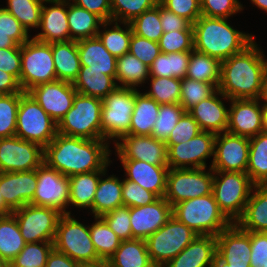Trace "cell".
<instances>
[{"instance_id": "obj_1", "label": "cell", "mask_w": 267, "mask_h": 267, "mask_svg": "<svg viewBox=\"0 0 267 267\" xmlns=\"http://www.w3.org/2000/svg\"><path fill=\"white\" fill-rule=\"evenodd\" d=\"M106 140L84 139L57 133L44 148V162L64 176L106 170L112 150Z\"/></svg>"}, {"instance_id": "obj_2", "label": "cell", "mask_w": 267, "mask_h": 267, "mask_svg": "<svg viewBox=\"0 0 267 267\" xmlns=\"http://www.w3.org/2000/svg\"><path fill=\"white\" fill-rule=\"evenodd\" d=\"M254 40L242 52L221 62L218 90L227 98L259 99L267 57Z\"/></svg>"}, {"instance_id": "obj_3", "label": "cell", "mask_w": 267, "mask_h": 267, "mask_svg": "<svg viewBox=\"0 0 267 267\" xmlns=\"http://www.w3.org/2000/svg\"><path fill=\"white\" fill-rule=\"evenodd\" d=\"M229 19L200 16L192 24L194 50L218 59L220 62L242 52L254 40L252 33L235 29Z\"/></svg>"}, {"instance_id": "obj_4", "label": "cell", "mask_w": 267, "mask_h": 267, "mask_svg": "<svg viewBox=\"0 0 267 267\" xmlns=\"http://www.w3.org/2000/svg\"><path fill=\"white\" fill-rule=\"evenodd\" d=\"M172 215L198 235L217 236L232 224L220 211L213 194L175 204Z\"/></svg>"}, {"instance_id": "obj_5", "label": "cell", "mask_w": 267, "mask_h": 267, "mask_svg": "<svg viewBox=\"0 0 267 267\" xmlns=\"http://www.w3.org/2000/svg\"><path fill=\"white\" fill-rule=\"evenodd\" d=\"M254 185L247 173L214 171L212 194L231 223L242 217Z\"/></svg>"}, {"instance_id": "obj_6", "label": "cell", "mask_w": 267, "mask_h": 267, "mask_svg": "<svg viewBox=\"0 0 267 267\" xmlns=\"http://www.w3.org/2000/svg\"><path fill=\"white\" fill-rule=\"evenodd\" d=\"M138 90L117 86L102 99L101 140L115 144L128 134Z\"/></svg>"}, {"instance_id": "obj_7", "label": "cell", "mask_w": 267, "mask_h": 267, "mask_svg": "<svg viewBox=\"0 0 267 267\" xmlns=\"http://www.w3.org/2000/svg\"><path fill=\"white\" fill-rule=\"evenodd\" d=\"M102 99L76 93L73 106L57 123L60 134L101 139Z\"/></svg>"}, {"instance_id": "obj_8", "label": "cell", "mask_w": 267, "mask_h": 267, "mask_svg": "<svg viewBox=\"0 0 267 267\" xmlns=\"http://www.w3.org/2000/svg\"><path fill=\"white\" fill-rule=\"evenodd\" d=\"M57 122L28 93H20L15 136L45 148L57 135Z\"/></svg>"}, {"instance_id": "obj_9", "label": "cell", "mask_w": 267, "mask_h": 267, "mask_svg": "<svg viewBox=\"0 0 267 267\" xmlns=\"http://www.w3.org/2000/svg\"><path fill=\"white\" fill-rule=\"evenodd\" d=\"M73 214H62L57 223L54 248L78 263L99 259L90 237L89 225L77 220Z\"/></svg>"}, {"instance_id": "obj_10", "label": "cell", "mask_w": 267, "mask_h": 267, "mask_svg": "<svg viewBox=\"0 0 267 267\" xmlns=\"http://www.w3.org/2000/svg\"><path fill=\"white\" fill-rule=\"evenodd\" d=\"M57 80L51 43L32 37L21 45L20 87L28 92L33 87Z\"/></svg>"}, {"instance_id": "obj_11", "label": "cell", "mask_w": 267, "mask_h": 267, "mask_svg": "<svg viewBox=\"0 0 267 267\" xmlns=\"http://www.w3.org/2000/svg\"><path fill=\"white\" fill-rule=\"evenodd\" d=\"M197 236V233L172 215L166 224L145 240L152 263L164 267Z\"/></svg>"}, {"instance_id": "obj_12", "label": "cell", "mask_w": 267, "mask_h": 267, "mask_svg": "<svg viewBox=\"0 0 267 267\" xmlns=\"http://www.w3.org/2000/svg\"><path fill=\"white\" fill-rule=\"evenodd\" d=\"M213 178L211 167L169 168L164 198L173 207L184 200L212 194Z\"/></svg>"}, {"instance_id": "obj_13", "label": "cell", "mask_w": 267, "mask_h": 267, "mask_svg": "<svg viewBox=\"0 0 267 267\" xmlns=\"http://www.w3.org/2000/svg\"><path fill=\"white\" fill-rule=\"evenodd\" d=\"M12 214L26 243L54 242L57 223L62 215L57 209L27 204Z\"/></svg>"}, {"instance_id": "obj_14", "label": "cell", "mask_w": 267, "mask_h": 267, "mask_svg": "<svg viewBox=\"0 0 267 267\" xmlns=\"http://www.w3.org/2000/svg\"><path fill=\"white\" fill-rule=\"evenodd\" d=\"M37 188L30 204L51 207L62 214H72L69 208L70 183L64 176L43 162L37 169Z\"/></svg>"}, {"instance_id": "obj_15", "label": "cell", "mask_w": 267, "mask_h": 267, "mask_svg": "<svg viewBox=\"0 0 267 267\" xmlns=\"http://www.w3.org/2000/svg\"><path fill=\"white\" fill-rule=\"evenodd\" d=\"M216 134L202 131L192 139L173 144L167 149L169 168H208L206 160L210 157L211 167L214 159Z\"/></svg>"}, {"instance_id": "obj_16", "label": "cell", "mask_w": 267, "mask_h": 267, "mask_svg": "<svg viewBox=\"0 0 267 267\" xmlns=\"http://www.w3.org/2000/svg\"><path fill=\"white\" fill-rule=\"evenodd\" d=\"M44 162V148L20 137L0 138V172L37 169Z\"/></svg>"}, {"instance_id": "obj_17", "label": "cell", "mask_w": 267, "mask_h": 267, "mask_svg": "<svg viewBox=\"0 0 267 267\" xmlns=\"http://www.w3.org/2000/svg\"><path fill=\"white\" fill-rule=\"evenodd\" d=\"M249 138L228 132L218 133L215 138L213 171L246 173L249 160Z\"/></svg>"}, {"instance_id": "obj_18", "label": "cell", "mask_w": 267, "mask_h": 267, "mask_svg": "<svg viewBox=\"0 0 267 267\" xmlns=\"http://www.w3.org/2000/svg\"><path fill=\"white\" fill-rule=\"evenodd\" d=\"M113 145L118 159L142 160L153 165H168L166 143L153 136L127 134Z\"/></svg>"}, {"instance_id": "obj_19", "label": "cell", "mask_w": 267, "mask_h": 267, "mask_svg": "<svg viewBox=\"0 0 267 267\" xmlns=\"http://www.w3.org/2000/svg\"><path fill=\"white\" fill-rule=\"evenodd\" d=\"M28 93L58 123L73 106L77 91L73 83L55 80L37 85Z\"/></svg>"}, {"instance_id": "obj_20", "label": "cell", "mask_w": 267, "mask_h": 267, "mask_svg": "<svg viewBox=\"0 0 267 267\" xmlns=\"http://www.w3.org/2000/svg\"><path fill=\"white\" fill-rule=\"evenodd\" d=\"M227 132L252 138L262 132V104L259 99L229 101Z\"/></svg>"}, {"instance_id": "obj_21", "label": "cell", "mask_w": 267, "mask_h": 267, "mask_svg": "<svg viewBox=\"0 0 267 267\" xmlns=\"http://www.w3.org/2000/svg\"><path fill=\"white\" fill-rule=\"evenodd\" d=\"M172 217V206L164 198L145 206L130 208V223L132 236L135 239L146 240Z\"/></svg>"}, {"instance_id": "obj_22", "label": "cell", "mask_w": 267, "mask_h": 267, "mask_svg": "<svg viewBox=\"0 0 267 267\" xmlns=\"http://www.w3.org/2000/svg\"><path fill=\"white\" fill-rule=\"evenodd\" d=\"M37 188V172H0V192L4 203L12 210H17L32 202Z\"/></svg>"}, {"instance_id": "obj_23", "label": "cell", "mask_w": 267, "mask_h": 267, "mask_svg": "<svg viewBox=\"0 0 267 267\" xmlns=\"http://www.w3.org/2000/svg\"><path fill=\"white\" fill-rule=\"evenodd\" d=\"M217 255L231 266L250 267V231L242 230L236 223L217 236Z\"/></svg>"}, {"instance_id": "obj_24", "label": "cell", "mask_w": 267, "mask_h": 267, "mask_svg": "<svg viewBox=\"0 0 267 267\" xmlns=\"http://www.w3.org/2000/svg\"><path fill=\"white\" fill-rule=\"evenodd\" d=\"M67 14L68 2L44 0L38 27L41 30L32 38L43 43L70 41Z\"/></svg>"}, {"instance_id": "obj_25", "label": "cell", "mask_w": 267, "mask_h": 267, "mask_svg": "<svg viewBox=\"0 0 267 267\" xmlns=\"http://www.w3.org/2000/svg\"><path fill=\"white\" fill-rule=\"evenodd\" d=\"M223 100L230 101L217 89L211 96L200 101L188 111L202 131L215 134L227 132L229 108L226 107Z\"/></svg>"}, {"instance_id": "obj_26", "label": "cell", "mask_w": 267, "mask_h": 267, "mask_svg": "<svg viewBox=\"0 0 267 267\" xmlns=\"http://www.w3.org/2000/svg\"><path fill=\"white\" fill-rule=\"evenodd\" d=\"M125 179L131 180L146 190L164 197L166 193L168 165H153L142 160L119 159Z\"/></svg>"}, {"instance_id": "obj_27", "label": "cell", "mask_w": 267, "mask_h": 267, "mask_svg": "<svg viewBox=\"0 0 267 267\" xmlns=\"http://www.w3.org/2000/svg\"><path fill=\"white\" fill-rule=\"evenodd\" d=\"M216 254V236L198 235L164 267H213Z\"/></svg>"}, {"instance_id": "obj_28", "label": "cell", "mask_w": 267, "mask_h": 267, "mask_svg": "<svg viewBox=\"0 0 267 267\" xmlns=\"http://www.w3.org/2000/svg\"><path fill=\"white\" fill-rule=\"evenodd\" d=\"M81 66L87 70L103 71V74L116 78V60L104 47L98 36L77 41Z\"/></svg>"}, {"instance_id": "obj_29", "label": "cell", "mask_w": 267, "mask_h": 267, "mask_svg": "<svg viewBox=\"0 0 267 267\" xmlns=\"http://www.w3.org/2000/svg\"><path fill=\"white\" fill-rule=\"evenodd\" d=\"M106 169L100 177L89 213L93 217H101L116 208L122 207V180L116 175H108ZM107 175V176H106ZM107 177V178H106Z\"/></svg>"}, {"instance_id": "obj_30", "label": "cell", "mask_w": 267, "mask_h": 267, "mask_svg": "<svg viewBox=\"0 0 267 267\" xmlns=\"http://www.w3.org/2000/svg\"><path fill=\"white\" fill-rule=\"evenodd\" d=\"M236 224L244 231L267 233V185H254Z\"/></svg>"}, {"instance_id": "obj_31", "label": "cell", "mask_w": 267, "mask_h": 267, "mask_svg": "<svg viewBox=\"0 0 267 267\" xmlns=\"http://www.w3.org/2000/svg\"><path fill=\"white\" fill-rule=\"evenodd\" d=\"M57 80L73 83L80 71L77 41L51 43Z\"/></svg>"}, {"instance_id": "obj_32", "label": "cell", "mask_w": 267, "mask_h": 267, "mask_svg": "<svg viewBox=\"0 0 267 267\" xmlns=\"http://www.w3.org/2000/svg\"><path fill=\"white\" fill-rule=\"evenodd\" d=\"M159 108L160 104L138 90L135 93L134 110L128 134L151 136Z\"/></svg>"}, {"instance_id": "obj_33", "label": "cell", "mask_w": 267, "mask_h": 267, "mask_svg": "<svg viewBox=\"0 0 267 267\" xmlns=\"http://www.w3.org/2000/svg\"><path fill=\"white\" fill-rule=\"evenodd\" d=\"M105 170L89 173L75 174L69 177L70 198L69 206L77 209H92L93 199L100 180Z\"/></svg>"}, {"instance_id": "obj_34", "label": "cell", "mask_w": 267, "mask_h": 267, "mask_svg": "<svg viewBox=\"0 0 267 267\" xmlns=\"http://www.w3.org/2000/svg\"><path fill=\"white\" fill-rule=\"evenodd\" d=\"M110 267H153L146 241L143 239L123 240L108 260Z\"/></svg>"}, {"instance_id": "obj_35", "label": "cell", "mask_w": 267, "mask_h": 267, "mask_svg": "<svg viewBox=\"0 0 267 267\" xmlns=\"http://www.w3.org/2000/svg\"><path fill=\"white\" fill-rule=\"evenodd\" d=\"M73 86L79 94L103 99L118 85L112 76L103 74V71L87 70V66H81Z\"/></svg>"}, {"instance_id": "obj_36", "label": "cell", "mask_w": 267, "mask_h": 267, "mask_svg": "<svg viewBox=\"0 0 267 267\" xmlns=\"http://www.w3.org/2000/svg\"><path fill=\"white\" fill-rule=\"evenodd\" d=\"M149 77V67L130 52L117 57L115 80L118 86L140 89V86L148 83Z\"/></svg>"}, {"instance_id": "obj_37", "label": "cell", "mask_w": 267, "mask_h": 267, "mask_svg": "<svg viewBox=\"0 0 267 267\" xmlns=\"http://www.w3.org/2000/svg\"><path fill=\"white\" fill-rule=\"evenodd\" d=\"M132 33L129 23L106 21L101 24L97 36L109 53L117 58L129 52Z\"/></svg>"}, {"instance_id": "obj_38", "label": "cell", "mask_w": 267, "mask_h": 267, "mask_svg": "<svg viewBox=\"0 0 267 267\" xmlns=\"http://www.w3.org/2000/svg\"><path fill=\"white\" fill-rule=\"evenodd\" d=\"M68 25L70 40H81L95 37L98 34L103 21L95 14L77 6L71 1L68 2Z\"/></svg>"}, {"instance_id": "obj_39", "label": "cell", "mask_w": 267, "mask_h": 267, "mask_svg": "<svg viewBox=\"0 0 267 267\" xmlns=\"http://www.w3.org/2000/svg\"><path fill=\"white\" fill-rule=\"evenodd\" d=\"M25 244L15 216L12 213L0 215V258L9 264Z\"/></svg>"}, {"instance_id": "obj_40", "label": "cell", "mask_w": 267, "mask_h": 267, "mask_svg": "<svg viewBox=\"0 0 267 267\" xmlns=\"http://www.w3.org/2000/svg\"><path fill=\"white\" fill-rule=\"evenodd\" d=\"M220 70L221 62L218 59L193 49L185 77L210 83L217 89L220 83Z\"/></svg>"}, {"instance_id": "obj_41", "label": "cell", "mask_w": 267, "mask_h": 267, "mask_svg": "<svg viewBox=\"0 0 267 267\" xmlns=\"http://www.w3.org/2000/svg\"><path fill=\"white\" fill-rule=\"evenodd\" d=\"M249 160L246 173L255 185L267 184V133L249 139Z\"/></svg>"}, {"instance_id": "obj_42", "label": "cell", "mask_w": 267, "mask_h": 267, "mask_svg": "<svg viewBox=\"0 0 267 267\" xmlns=\"http://www.w3.org/2000/svg\"><path fill=\"white\" fill-rule=\"evenodd\" d=\"M191 52H161L149 67L150 77L183 79L186 76Z\"/></svg>"}, {"instance_id": "obj_43", "label": "cell", "mask_w": 267, "mask_h": 267, "mask_svg": "<svg viewBox=\"0 0 267 267\" xmlns=\"http://www.w3.org/2000/svg\"><path fill=\"white\" fill-rule=\"evenodd\" d=\"M89 225L90 237L100 260L108 261L120 246L121 239L101 217Z\"/></svg>"}, {"instance_id": "obj_44", "label": "cell", "mask_w": 267, "mask_h": 267, "mask_svg": "<svg viewBox=\"0 0 267 267\" xmlns=\"http://www.w3.org/2000/svg\"><path fill=\"white\" fill-rule=\"evenodd\" d=\"M44 0H7L4 8L30 33L38 30Z\"/></svg>"}, {"instance_id": "obj_45", "label": "cell", "mask_w": 267, "mask_h": 267, "mask_svg": "<svg viewBox=\"0 0 267 267\" xmlns=\"http://www.w3.org/2000/svg\"><path fill=\"white\" fill-rule=\"evenodd\" d=\"M150 89L144 93L158 104L180 103L181 79L168 77H149Z\"/></svg>"}, {"instance_id": "obj_46", "label": "cell", "mask_w": 267, "mask_h": 267, "mask_svg": "<svg viewBox=\"0 0 267 267\" xmlns=\"http://www.w3.org/2000/svg\"><path fill=\"white\" fill-rule=\"evenodd\" d=\"M53 242L26 243L19 254L9 263L12 267H45Z\"/></svg>"}, {"instance_id": "obj_47", "label": "cell", "mask_w": 267, "mask_h": 267, "mask_svg": "<svg viewBox=\"0 0 267 267\" xmlns=\"http://www.w3.org/2000/svg\"><path fill=\"white\" fill-rule=\"evenodd\" d=\"M161 23L158 3L154 8L134 18L129 24L134 34L158 42L164 33Z\"/></svg>"}, {"instance_id": "obj_48", "label": "cell", "mask_w": 267, "mask_h": 267, "mask_svg": "<svg viewBox=\"0 0 267 267\" xmlns=\"http://www.w3.org/2000/svg\"><path fill=\"white\" fill-rule=\"evenodd\" d=\"M158 3L159 0H110L111 21L130 23Z\"/></svg>"}, {"instance_id": "obj_49", "label": "cell", "mask_w": 267, "mask_h": 267, "mask_svg": "<svg viewBox=\"0 0 267 267\" xmlns=\"http://www.w3.org/2000/svg\"><path fill=\"white\" fill-rule=\"evenodd\" d=\"M184 112L180 103L160 104L157 120L152 129L151 136L159 141L166 142Z\"/></svg>"}, {"instance_id": "obj_50", "label": "cell", "mask_w": 267, "mask_h": 267, "mask_svg": "<svg viewBox=\"0 0 267 267\" xmlns=\"http://www.w3.org/2000/svg\"><path fill=\"white\" fill-rule=\"evenodd\" d=\"M216 90L210 83L184 77L181 79L180 105L185 112H188L200 101L211 96Z\"/></svg>"}, {"instance_id": "obj_51", "label": "cell", "mask_w": 267, "mask_h": 267, "mask_svg": "<svg viewBox=\"0 0 267 267\" xmlns=\"http://www.w3.org/2000/svg\"><path fill=\"white\" fill-rule=\"evenodd\" d=\"M20 93L0 95V138L15 136Z\"/></svg>"}, {"instance_id": "obj_52", "label": "cell", "mask_w": 267, "mask_h": 267, "mask_svg": "<svg viewBox=\"0 0 267 267\" xmlns=\"http://www.w3.org/2000/svg\"><path fill=\"white\" fill-rule=\"evenodd\" d=\"M161 52H191L194 49L193 26L192 24L181 31L163 33L158 41Z\"/></svg>"}, {"instance_id": "obj_53", "label": "cell", "mask_w": 267, "mask_h": 267, "mask_svg": "<svg viewBox=\"0 0 267 267\" xmlns=\"http://www.w3.org/2000/svg\"><path fill=\"white\" fill-rule=\"evenodd\" d=\"M159 197L153 192L144 189L139 184L122 179V200L123 205L129 208L145 206L156 201Z\"/></svg>"}, {"instance_id": "obj_54", "label": "cell", "mask_w": 267, "mask_h": 267, "mask_svg": "<svg viewBox=\"0 0 267 267\" xmlns=\"http://www.w3.org/2000/svg\"><path fill=\"white\" fill-rule=\"evenodd\" d=\"M201 15L215 18L230 19L244 10L239 0H200Z\"/></svg>"}, {"instance_id": "obj_55", "label": "cell", "mask_w": 267, "mask_h": 267, "mask_svg": "<svg viewBox=\"0 0 267 267\" xmlns=\"http://www.w3.org/2000/svg\"><path fill=\"white\" fill-rule=\"evenodd\" d=\"M101 218L108 224L116 235L123 240L134 239L130 223V208L122 206L105 213Z\"/></svg>"}, {"instance_id": "obj_56", "label": "cell", "mask_w": 267, "mask_h": 267, "mask_svg": "<svg viewBox=\"0 0 267 267\" xmlns=\"http://www.w3.org/2000/svg\"><path fill=\"white\" fill-rule=\"evenodd\" d=\"M200 132L202 130L197 121L188 112H184L165 142L167 149L173 144H180L192 139Z\"/></svg>"}, {"instance_id": "obj_57", "label": "cell", "mask_w": 267, "mask_h": 267, "mask_svg": "<svg viewBox=\"0 0 267 267\" xmlns=\"http://www.w3.org/2000/svg\"><path fill=\"white\" fill-rule=\"evenodd\" d=\"M129 52L148 67L161 53L158 42L150 41L132 33Z\"/></svg>"}, {"instance_id": "obj_58", "label": "cell", "mask_w": 267, "mask_h": 267, "mask_svg": "<svg viewBox=\"0 0 267 267\" xmlns=\"http://www.w3.org/2000/svg\"><path fill=\"white\" fill-rule=\"evenodd\" d=\"M159 3L174 14L184 17L191 24L201 16L200 0H159Z\"/></svg>"}, {"instance_id": "obj_59", "label": "cell", "mask_w": 267, "mask_h": 267, "mask_svg": "<svg viewBox=\"0 0 267 267\" xmlns=\"http://www.w3.org/2000/svg\"><path fill=\"white\" fill-rule=\"evenodd\" d=\"M0 31L7 32L9 37L20 46L32 36L4 7H0Z\"/></svg>"}, {"instance_id": "obj_60", "label": "cell", "mask_w": 267, "mask_h": 267, "mask_svg": "<svg viewBox=\"0 0 267 267\" xmlns=\"http://www.w3.org/2000/svg\"><path fill=\"white\" fill-rule=\"evenodd\" d=\"M250 267H265L267 264V233L250 232Z\"/></svg>"}, {"instance_id": "obj_61", "label": "cell", "mask_w": 267, "mask_h": 267, "mask_svg": "<svg viewBox=\"0 0 267 267\" xmlns=\"http://www.w3.org/2000/svg\"><path fill=\"white\" fill-rule=\"evenodd\" d=\"M0 70L12 74L20 84L21 48L0 49Z\"/></svg>"}, {"instance_id": "obj_62", "label": "cell", "mask_w": 267, "mask_h": 267, "mask_svg": "<svg viewBox=\"0 0 267 267\" xmlns=\"http://www.w3.org/2000/svg\"><path fill=\"white\" fill-rule=\"evenodd\" d=\"M159 16L164 33L186 30L191 23L182 16L167 10L159 3Z\"/></svg>"}, {"instance_id": "obj_63", "label": "cell", "mask_w": 267, "mask_h": 267, "mask_svg": "<svg viewBox=\"0 0 267 267\" xmlns=\"http://www.w3.org/2000/svg\"><path fill=\"white\" fill-rule=\"evenodd\" d=\"M71 2L95 14L103 22L111 21L110 0H72Z\"/></svg>"}, {"instance_id": "obj_64", "label": "cell", "mask_w": 267, "mask_h": 267, "mask_svg": "<svg viewBox=\"0 0 267 267\" xmlns=\"http://www.w3.org/2000/svg\"><path fill=\"white\" fill-rule=\"evenodd\" d=\"M22 92L19 81L12 74L0 70V95Z\"/></svg>"}, {"instance_id": "obj_65", "label": "cell", "mask_w": 267, "mask_h": 267, "mask_svg": "<svg viewBox=\"0 0 267 267\" xmlns=\"http://www.w3.org/2000/svg\"><path fill=\"white\" fill-rule=\"evenodd\" d=\"M45 267H78V262L53 248L48 255Z\"/></svg>"}, {"instance_id": "obj_66", "label": "cell", "mask_w": 267, "mask_h": 267, "mask_svg": "<svg viewBox=\"0 0 267 267\" xmlns=\"http://www.w3.org/2000/svg\"><path fill=\"white\" fill-rule=\"evenodd\" d=\"M3 48H21V46L10 38L7 32L0 31V49Z\"/></svg>"}, {"instance_id": "obj_67", "label": "cell", "mask_w": 267, "mask_h": 267, "mask_svg": "<svg viewBox=\"0 0 267 267\" xmlns=\"http://www.w3.org/2000/svg\"><path fill=\"white\" fill-rule=\"evenodd\" d=\"M259 101L261 102V104H267V71L263 79Z\"/></svg>"}, {"instance_id": "obj_68", "label": "cell", "mask_w": 267, "mask_h": 267, "mask_svg": "<svg viewBox=\"0 0 267 267\" xmlns=\"http://www.w3.org/2000/svg\"><path fill=\"white\" fill-rule=\"evenodd\" d=\"M78 267H110L108 261L98 260L96 262L78 263Z\"/></svg>"}, {"instance_id": "obj_69", "label": "cell", "mask_w": 267, "mask_h": 267, "mask_svg": "<svg viewBox=\"0 0 267 267\" xmlns=\"http://www.w3.org/2000/svg\"><path fill=\"white\" fill-rule=\"evenodd\" d=\"M262 132L267 133V104H262Z\"/></svg>"}, {"instance_id": "obj_70", "label": "cell", "mask_w": 267, "mask_h": 267, "mask_svg": "<svg viewBox=\"0 0 267 267\" xmlns=\"http://www.w3.org/2000/svg\"><path fill=\"white\" fill-rule=\"evenodd\" d=\"M13 211L4 203V198L0 192V215L11 214Z\"/></svg>"}, {"instance_id": "obj_71", "label": "cell", "mask_w": 267, "mask_h": 267, "mask_svg": "<svg viewBox=\"0 0 267 267\" xmlns=\"http://www.w3.org/2000/svg\"><path fill=\"white\" fill-rule=\"evenodd\" d=\"M251 4L267 13V0H250Z\"/></svg>"}, {"instance_id": "obj_72", "label": "cell", "mask_w": 267, "mask_h": 267, "mask_svg": "<svg viewBox=\"0 0 267 267\" xmlns=\"http://www.w3.org/2000/svg\"><path fill=\"white\" fill-rule=\"evenodd\" d=\"M213 267H237L231 266L227 262L223 261L217 254L215 255V261Z\"/></svg>"}, {"instance_id": "obj_73", "label": "cell", "mask_w": 267, "mask_h": 267, "mask_svg": "<svg viewBox=\"0 0 267 267\" xmlns=\"http://www.w3.org/2000/svg\"><path fill=\"white\" fill-rule=\"evenodd\" d=\"M46 1H59V2H70V1H72V0H46Z\"/></svg>"}, {"instance_id": "obj_74", "label": "cell", "mask_w": 267, "mask_h": 267, "mask_svg": "<svg viewBox=\"0 0 267 267\" xmlns=\"http://www.w3.org/2000/svg\"><path fill=\"white\" fill-rule=\"evenodd\" d=\"M5 265H6V263L0 258V267H3Z\"/></svg>"}, {"instance_id": "obj_75", "label": "cell", "mask_w": 267, "mask_h": 267, "mask_svg": "<svg viewBox=\"0 0 267 267\" xmlns=\"http://www.w3.org/2000/svg\"><path fill=\"white\" fill-rule=\"evenodd\" d=\"M3 267H12L10 264H6L5 266H3Z\"/></svg>"}]
</instances>
